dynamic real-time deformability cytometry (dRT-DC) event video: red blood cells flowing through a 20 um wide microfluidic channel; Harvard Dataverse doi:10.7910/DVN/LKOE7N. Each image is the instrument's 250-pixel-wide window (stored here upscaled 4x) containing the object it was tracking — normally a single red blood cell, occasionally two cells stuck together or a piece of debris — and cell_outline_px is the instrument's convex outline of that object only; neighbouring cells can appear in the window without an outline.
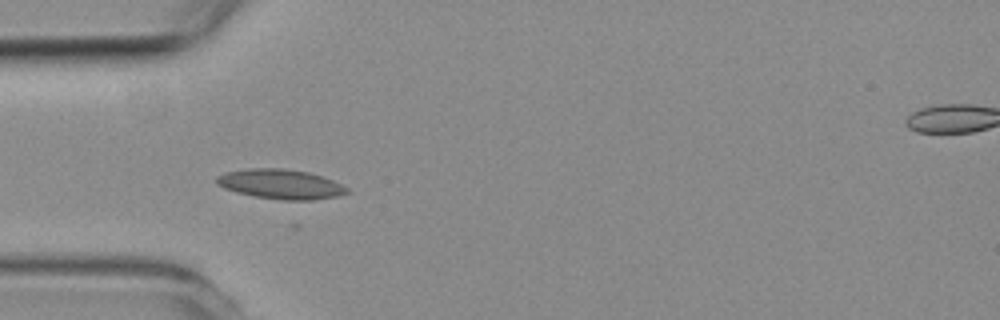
{"species": "common noctule bat (a hibernating species)", "species_latin": "Nyctalus noctula", "temperature_condition": "room temperature", "stored_images_in_passage": 4, "camera_frame_rate_fps": 3000, "um_per_image_px": 0.085, "animal": {"sex": "female", "body_mass_g": 19.3, "forearm_length_mm": 54.1}, "frame": {"image": 1, "passage_image": 3, "time_ms": 2.333, "image_size_px": [1000, 320], "cell_outline_px": [[348, 192], [340, 196], [312, 200], [280, 200], [252, 196], [236, 192], [224, 188], [216, 184], [216, 176], [224, 172], [248, 168], [284, 168], [308, 172], [332, 180], [348, 188]], "centroid_in_image_um": [23.81, 15.65], "position_along_channel_um": 61.2, "area_um2": 22.72}}
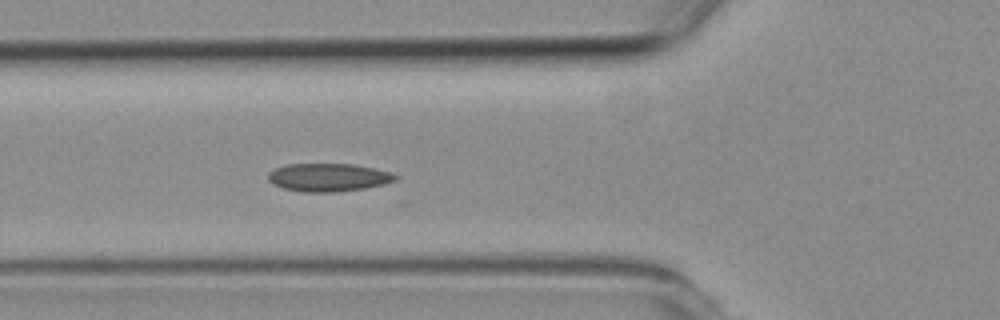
{"frame": {"image": 2, "passage_image": 4, "time_ms": 3.333, "image_size_px": [1000, 320], "cell_outline_px": [[400, 176], [396, 180], [384, 184], [364, 188], [336, 192], [300, 192], [284, 188], [272, 184], [268, 180], [268, 172], [276, 168], [288, 164], [352, 164], [392, 172]], "centroid_in_image_um": [27.91, 15.08], "position_along_channel_um": 97.9, "area_um2": 20.87}}